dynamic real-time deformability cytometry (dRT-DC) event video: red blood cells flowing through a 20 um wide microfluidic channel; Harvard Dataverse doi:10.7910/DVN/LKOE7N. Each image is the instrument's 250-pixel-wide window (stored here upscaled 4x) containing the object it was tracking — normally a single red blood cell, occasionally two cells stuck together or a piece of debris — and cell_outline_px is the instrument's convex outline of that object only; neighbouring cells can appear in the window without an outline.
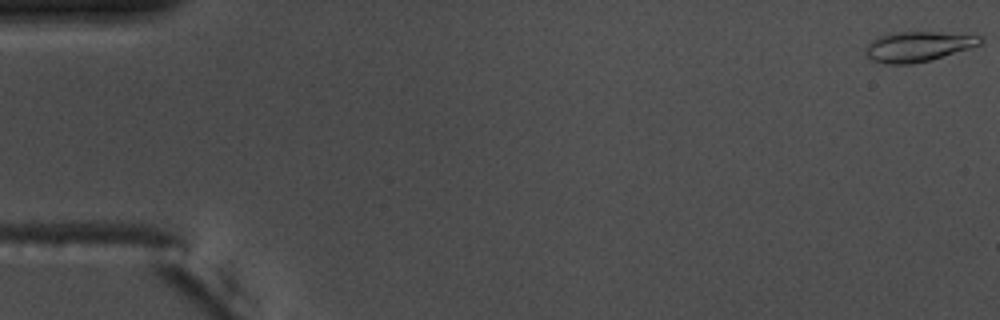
{"species": "common noctule bat (a hibernating species)", "species_latin": "Nyctalus noctula", "temperature_condition": "warm", "stored_images_in_passage": 55, "camera_frame_rate_fps": 3000, "um_per_image_px": 0.085, "animal": {"sex": "male", "body_mass_g": 17.5, "forearm_length_mm": 52.3}, "frame": {"image": 1, "passage_image": 1, "time_ms": 0.0, "image_size_px": [1000, 320], "cell_outline_px": [[984, 40], [980, 44], [932, 60], [912, 64], [884, 64], [872, 60], [864, 52], [868, 44], [872, 40], [880, 36], [896, 32], [936, 32], [984, 36]], "centroid_in_image_um": [78.03, 3.96], "position_along_channel_um": 7.0, "area_um2": 20.0}}
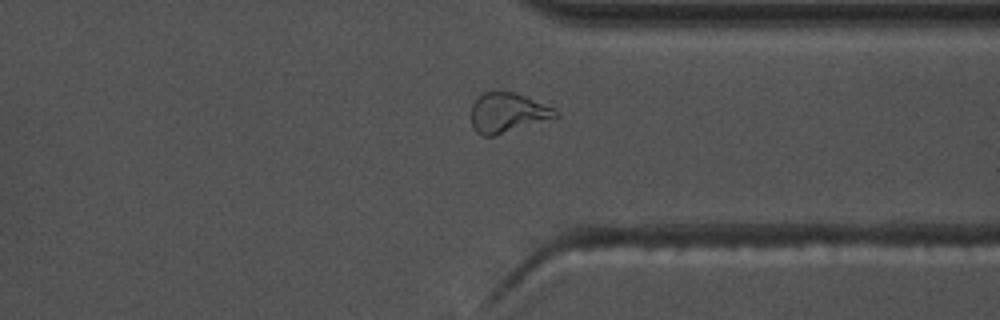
{"frame": {"image": 2, "passage_image": 43, "time_ms": 14.0, "image_size_px": [1000, 320], "cell_outline_px": [[560, 116], [492, 136], [484, 136], [476, 132], [472, 124], [472, 104], [484, 92], [512, 92], [524, 96], [552, 108], [560, 112]], "centroid_in_image_um": [43.13, 9.59], "position_along_channel_um": 368.3, "area_um2": 18.96}}
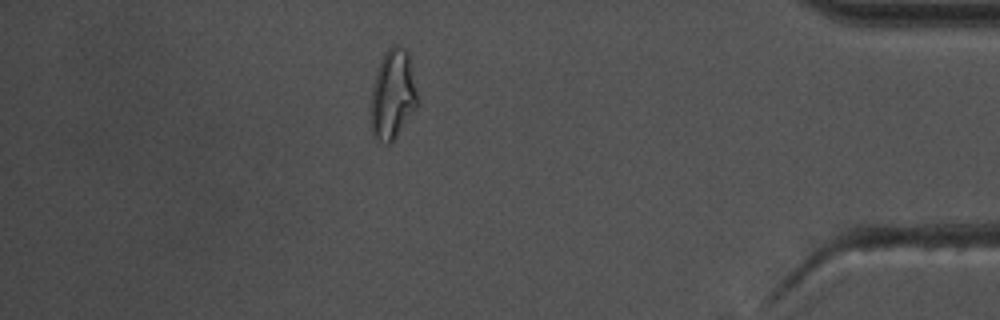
{"frame": {"image": 3, "passage_image": 49, "time_ms": 16.0, "image_size_px": [1000, 320], "cell_outline_px": [[420, 104], [392, 144], [384, 144], [372, 136], [372, 88], [376, 72], [380, 60], [384, 52], [392, 44], [396, 44], [404, 48], [412, 56]], "centroid_in_image_um": [33.46, 8.01], "position_along_channel_um": 401.7, "area_um2": 25.37}, "authors_computed_cell_mechanics": {"area_um2": 18.5538, "velocity_mm_per_s": 3.6891, "shape_relaxation_time_tau1_ms": 7.4455, "shape_relaxation_time_tau2_ms": 2.7272, "deformation_change_tau1": 0.2838, "deformation_change_tau2": 0.1128}}